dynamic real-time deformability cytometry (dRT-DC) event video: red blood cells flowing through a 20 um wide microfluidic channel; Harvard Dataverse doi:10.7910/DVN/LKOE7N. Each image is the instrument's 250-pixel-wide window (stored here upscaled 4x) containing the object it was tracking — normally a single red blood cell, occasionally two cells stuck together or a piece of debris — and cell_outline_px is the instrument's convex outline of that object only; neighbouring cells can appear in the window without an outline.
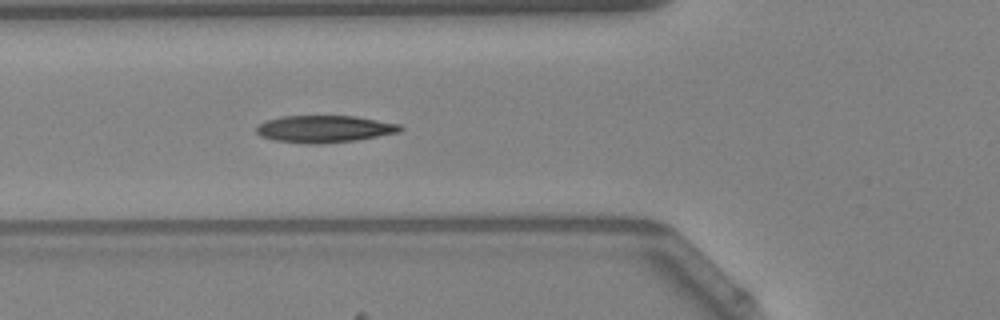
{"species": "Egyptian fruit bat (a non-hibernating species)", "species_latin": "Rousettus aegyptiacus", "temperature_condition": "warm", "stored_images_in_passage": 43, "camera_frame_rate_fps": 3000, "um_per_image_px": 0.085, "animal": {"sex": "female"}, "frame": {"image": 1, "passage_image": 13, "time_ms": 4.0, "image_size_px": [1000, 320], "cell_outline_px": [[404, 128], [400, 132], [356, 140], [324, 144], [308, 144], [276, 140], [260, 136], [256, 132], [256, 128], [264, 120], [280, 116], [356, 116], [400, 124]], "centroid_in_image_um": [27.57, 10.96], "position_along_channel_um": 98.2, "area_um2": 22.83}, "authors_computed_cell_mechanics": {"area_um2": 22.0796, "velocity_mm_per_s": 3.8667, "shape_relaxation_time_tau1_ms": 9.4256, "shape_relaxation_time_tau2_ms": 4.989, "deformation_change_tau1": 0.2319, "deformation_change_tau2": 0.1139}}